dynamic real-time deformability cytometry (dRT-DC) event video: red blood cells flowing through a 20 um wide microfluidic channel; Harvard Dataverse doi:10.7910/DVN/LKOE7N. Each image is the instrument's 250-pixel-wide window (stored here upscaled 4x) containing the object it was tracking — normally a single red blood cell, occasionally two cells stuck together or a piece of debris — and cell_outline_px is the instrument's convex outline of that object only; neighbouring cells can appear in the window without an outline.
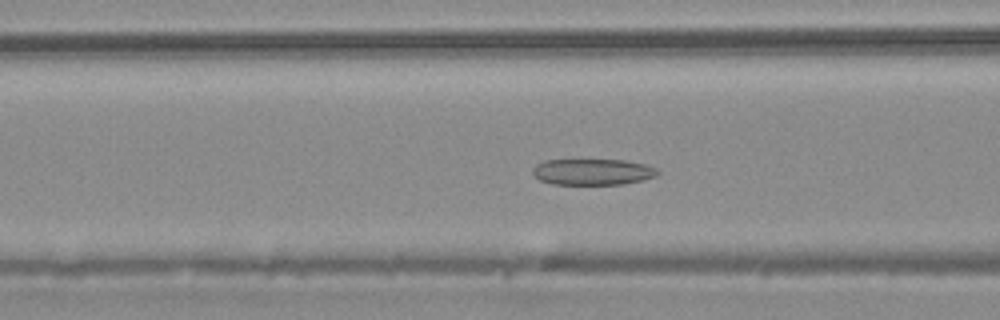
{"species": "common noctule bat (a hibernating species)", "species_latin": "Nyctalus noctula", "temperature_condition": "warm", "stored_images_in_passage": 46, "camera_frame_rate_fps": 3000, "um_per_image_px": 0.085, "animal": {"sex": "male", "body_mass_g": 20.4}, "frame": {"image": 1, "passage_image": 18, "time_ms": 5.667, "image_size_px": [1000, 320], "cell_outline_px": [[660, 172], [656, 176], [644, 180], [624, 184], [552, 184], [540, 180], [532, 176], [532, 168], [536, 164], [544, 160], [624, 160], [644, 164], [656, 168]], "centroid_in_image_um": [50.35, 14.61], "position_along_channel_um": 116.2, "area_um2": 19.19}}
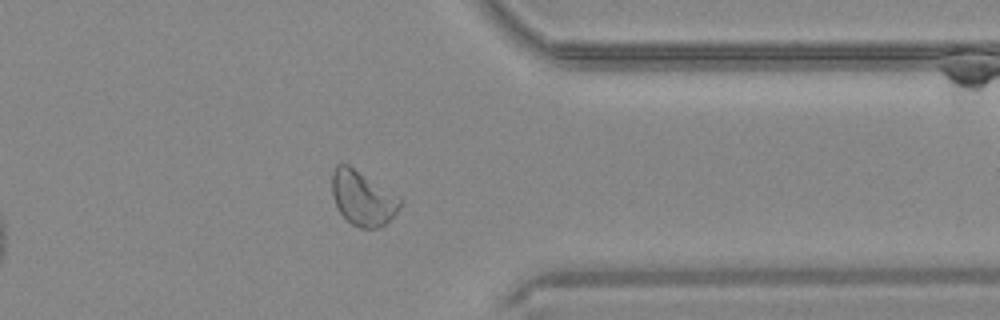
{"frame": {"image": 2, "passage_image": 37, "time_ms": 12.0, "image_size_px": [1000, 320], "cell_outline_px": [[404, 200], [396, 212], [380, 228], [360, 228], [352, 224], [340, 212], [336, 204], [332, 192], [332, 172], [336, 164], [348, 164]], "centroid_in_image_um": [30.82, 16.84], "position_along_channel_um": 380.6, "area_um2": 21.27}}
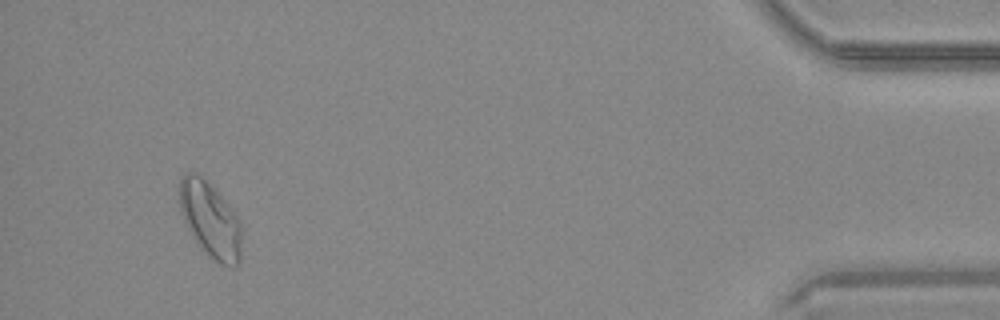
{"frame": {"image": 3, "passage_image": 44, "time_ms": 14.333, "image_size_px": [1000, 320], "cell_outline_px": [[240, 260], [232, 268], [220, 264], [212, 260], [200, 248], [192, 236], [184, 220], [180, 208], [180, 180], [188, 172], [196, 172], [216, 188], [240, 220]], "centroid_in_image_um": [17.88, 18.69], "position_along_channel_um": 417.3, "area_um2": 27.34}}